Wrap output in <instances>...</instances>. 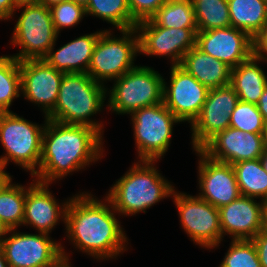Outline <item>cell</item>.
I'll return each mask as SVG.
<instances>
[{
	"label": "cell",
	"instance_id": "cell-1",
	"mask_svg": "<svg viewBox=\"0 0 267 267\" xmlns=\"http://www.w3.org/2000/svg\"><path fill=\"white\" fill-rule=\"evenodd\" d=\"M90 195L82 193L69 199L64 219L67 237L92 257L104 260L117 257L126 250L127 241L115 217L117 211L107 197L108 205Z\"/></svg>",
	"mask_w": 267,
	"mask_h": 267
},
{
	"label": "cell",
	"instance_id": "cell-2",
	"mask_svg": "<svg viewBox=\"0 0 267 267\" xmlns=\"http://www.w3.org/2000/svg\"><path fill=\"white\" fill-rule=\"evenodd\" d=\"M102 135L91 126L62 124L45 116L40 164L33 177L49 184L98 161Z\"/></svg>",
	"mask_w": 267,
	"mask_h": 267
},
{
	"label": "cell",
	"instance_id": "cell-3",
	"mask_svg": "<svg viewBox=\"0 0 267 267\" xmlns=\"http://www.w3.org/2000/svg\"><path fill=\"white\" fill-rule=\"evenodd\" d=\"M142 162V163H141ZM156 161L140 160L133 164L106 196L117 213L134 215L173 195L174 187L164 179L154 166Z\"/></svg>",
	"mask_w": 267,
	"mask_h": 267
},
{
	"label": "cell",
	"instance_id": "cell-4",
	"mask_svg": "<svg viewBox=\"0 0 267 267\" xmlns=\"http://www.w3.org/2000/svg\"><path fill=\"white\" fill-rule=\"evenodd\" d=\"M106 92L104 84L87 73H64L56 105L46 117L62 124L91 126L103 133L102 123L89 117L103 109Z\"/></svg>",
	"mask_w": 267,
	"mask_h": 267
},
{
	"label": "cell",
	"instance_id": "cell-5",
	"mask_svg": "<svg viewBox=\"0 0 267 267\" xmlns=\"http://www.w3.org/2000/svg\"><path fill=\"white\" fill-rule=\"evenodd\" d=\"M44 130L45 124L42 127L12 111L3 112L0 116V142L7 154L0 160L5 167L11 160L29 170L33 177L39 169Z\"/></svg>",
	"mask_w": 267,
	"mask_h": 267
},
{
	"label": "cell",
	"instance_id": "cell-6",
	"mask_svg": "<svg viewBox=\"0 0 267 267\" xmlns=\"http://www.w3.org/2000/svg\"><path fill=\"white\" fill-rule=\"evenodd\" d=\"M119 31L121 38L103 30L96 41L87 74L97 82L115 80L136 67L134 59L140 53L138 32L136 28Z\"/></svg>",
	"mask_w": 267,
	"mask_h": 267
},
{
	"label": "cell",
	"instance_id": "cell-7",
	"mask_svg": "<svg viewBox=\"0 0 267 267\" xmlns=\"http://www.w3.org/2000/svg\"><path fill=\"white\" fill-rule=\"evenodd\" d=\"M154 69L137 66L115 79L110 90L108 108L118 114L134 111L163 102V81Z\"/></svg>",
	"mask_w": 267,
	"mask_h": 267
},
{
	"label": "cell",
	"instance_id": "cell-8",
	"mask_svg": "<svg viewBox=\"0 0 267 267\" xmlns=\"http://www.w3.org/2000/svg\"><path fill=\"white\" fill-rule=\"evenodd\" d=\"M23 9L16 22L13 45L20 46L16 60H40L43 59L52 46L56 43L58 33L54 28L49 6L41 3L25 4L17 6L16 9Z\"/></svg>",
	"mask_w": 267,
	"mask_h": 267
},
{
	"label": "cell",
	"instance_id": "cell-9",
	"mask_svg": "<svg viewBox=\"0 0 267 267\" xmlns=\"http://www.w3.org/2000/svg\"><path fill=\"white\" fill-rule=\"evenodd\" d=\"M130 115L139 159L157 161L162 158L170 145L174 123L181 121L163 102L140 108Z\"/></svg>",
	"mask_w": 267,
	"mask_h": 267
},
{
	"label": "cell",
	"instance_id": "cell-10",
	"mask_svg": "<svg viewBox=\"0 0 267 267\" xmlns=\"http://www.w3.org/2000/svg\"><path fill=\"white\" fill-rule=\"evenodd\" d=\"M181 226L199 246L214 248L224 237L220 228L219 209L198 196L173 192Z\"/></svg>",
	"mask_w": 267,
	"mask_h": 267
},
{
	"label": "cell",
	"instance_id": "cell-11",
	"mask_svg": "<svg viewBox=\"0 0 267 267\" xmlns=\"http://www.w3.org/2000/svg\"><path fill=\"white\" fill-rule=\"evenodd\" d=\"M2 248L9 267H52L62 257L68 258L61 244L51 240L49 234L19 233L11 229Z\"/></svg>",
	"mask_w": 267,
	"mask_h": 267
},
{
	"label": "cell",
	"instance_id": "cell-12",
	"mask_svg": "<svg viewBox=\"0 0 267 267\" xmlns=\"http://www.w3.org/2000/svg\"><path fill=\"white\" fill-rule=\"evenodd\" d=\"M140 54L170 56L173 65H180L184 55L196 46L198 28H166L150 19L137 23Z\"/></svg>",
	"mask_w": 267,
	"mask_h": 267
},
{
	"label": "cell",
	"instance_id": "cell-13",
	"mask_svg": "<svg viewBox=\"0 0 267 267\" xmlns=\"http://www.w3.org/2000/svg\"><path fill=\"white\" fill-rule=\"evenodd\" d=\"M238 101L230 85L209 89L199 116L191 124L194 150H200L217 133L230 127V115Z\"/></svg>",
	"mask_w": 267,
	"mask_h": 267
},
{
	"label": "cell",
	"instance_id": "cell-14",
	"mask_svg": "<svg viewBox=\"0 0 267 267\" xmlns=\"http://www.w3.org/2000/svg\"><path fill=\"white\" fill-rule=\"evenodd\" d=\"M170 86L163 81V103L181 122L190 124L199 116L209 89L180 65L171 66Z\"/></svg>",
	"mask_w": 267,
	"mask_h": 267
},
{
	"label": "cell",
	"instance_id": "cell-15",
	"mask_svg": "<svg viewBox=\"0 0 267 267\" xmlns=\"http://www.w3.org/2000/svg\"><path fill=\"white\" fill-rule=\"evenodd\" d=\"M196 46L230 68L238 66L254 55V39L245 31L232 26L198 31Z\"/></svg>",
	"mask_w": 267,
	"mask_h": 267
},
{
	"label": "cell",
	"instance_id": "cell-16",
	"mask_svg": "<svg viewBox=\"0 0 267 267\" xmlns=\"http://www.w3.org/2000/svg\"><path fill=\"white\" fill-rule=\"evenodd\" d=\"M20 74L23 96L38 107L41 105L47 116L56 105L64 72L40 59L20 61Z\"/></svg>",
	"mask_w": 267,
	"mask_h": 267
},
{
	"label": "cell",
	"instance_id": "cell-17",
	"mask_svg": "<svg viewBox=\"0 0 267 267\" xmlns=\"http://www.w3.org/2000/svg\"><path fill=\"white\" fill-rule=\"evenodd\" d=\"M199 154V193L201 199L220 208L236 200L241 194L239 191L233 165L211 159L201 150Z\"/></svg>",
	"mask_w": 267,
	"mask_h": 267
},
{
	"label": "cell",
	"instance_id": "cell-18",
	"mask_svg": "<svg viewBox=\"0 0 267 267\" xmlns=\"http://www.w3.org/2000/svg\"><path fill=\"white\" fill-rule=\"evenodd\" d=\"M200 150L211 159L233 165L259 159L264 152V142L262 133H244L228 127L212 137Z\"/></svg>",
	"mask_w": 267,
	"mask_h": 267
},
{
	"label": "cell",
	"instance_id": "cell-19",
	"mask_svg": "<svg viewBox=\"0 0 267 267\" xmlns=\"http://www.w3.org/2000/svg\"><path fill=\"white\" fill-rule=\"evenodd\" d=\"M255 201L252 197L240 195L219 208L223 235H231L232 240H251L261 231L262 201Z\"/></svg>",
	"mask_w": 267,
	"mask_h": 267
},
{
	"label": "cell",
	"instance_id": "cell-20",
	"mask_svg": "<svg viewBox=\"0 0 267 267\" xmlns=\"http://www.w3.org/2000/svg\"><path fill=\"white\" fill-rule=\"evenodd\" d=\"M30 184L26 189L23 225H32L39 233L49 234L59 219L62 218L65 222L63 219H65L68 200L60 208L48 190V183L35 181Z\"/></svg>",
	"mask_w": 267,
	"mask_h": 267
},
{
	"label": "cell",
	"instance_id": "cell-21",
	"mask_svg": "<svg viewBox=\"0 0 267 267\" xmlns=\"http://www.w3.org/2000/svg\"><path fill=\"white\" fill-rule=\"evenodd\" d=\"M101 32L80 36L55 52L53 45L43 60L64 73H87L94 46Z\"/></svg>",
	"mask_w": 267,
	"mask_h": 267
},
{
	"label": "cell",
	"instance_id": "cell-22",
	"mask_svg": "<svg viewBox=\"0 0 267 267\" xmlns=\"http://www.w3.org/2000/svg\"><path fill=\"white\" fill-rule=\"evenodd\" d=\"M180 66L208 89L230 85L232 68L197 46L184 55Z\"/></svg>",
	"mask_w": 267,
	"mask_h": 267
},
{
	"label": "cell",
	"instance_id": "cell-23",
	"mask_svg": "<svg viewBox=\"0 0 267 267\" xmlns=\"http://www.w3.org/2000/svg\"><path fill=\"white\" fill-rule=\"evenodd\" d=\"M257 62L261 60L253 55L232 68L230 77V86L237 93L238 99L256 105L267 86V76Z\"/></svg>",
	"mask_w": 267,
	"mask_h": 267
},
{
	"label": "cell",
	"instance_id": "cell-24",
	"mask_svg": "<svg viewBox=\"0 0 267 267\" xmlns=\"http://www.w3.org/2000/svg\"><path fill=\"white\" fill-rule=\"evenodd\" d=\"M231 26L253 39L267 24V3L263 0H227Z\"/></svg>",
	"mask_w": 267,
	"mask_h": 267
},
{
	"label": "cell",
	"instance_id": "cell-25",
	"mask_svg": "<svg viewBox=\"0 0 267 267\" xmlns=\"http://www.w3.org/2000/svg\"><path fill=\"white\" fill-rule=\"evenodd\" d=\"M233 168L241 195L267 199V172L260 159L240 161Z\"/></svg>",
	"mask_w": 267,
	"mask_h": 267
},
{
	"label": "cell",
	"instance_id": "cell-26",
	"mask_svg": "<svg viewBox=\"0 0 267 267\" xmlns=\"http://www.w3.org/2000/svg\"><path fill=\"white\" fill-rule=\"evenodd\" d=\"M150 20L159 27L197 28L191 0H167Z\"/></svg>",
	"mask_w": 267,
	"mask_h": 267
},
{
	"label": "cell",
	"instance_id": "cell-27",
	"mask_svg": "<svg viewBox=\"0 0 267 267\" xmlns=\"http://www.w3.org/2000/svg\"><path fill=\"white\" fill-rule=\"evenodd\" d=\"M86 15L96 16L118 28L133 29L137 23L132 19L127 0H87Z\"/></svg>",
	"mask_w": 267,
	"mask_h": 267
},
{
	"label": "cell",
	"instance_id": "cell-28",
	"mask_svg": "<svg viewBox=\"0 0 267 267\" xmlns=\"http://www.w3.org/2000/svg\"><path fill=\"white\" fill-rule=\"evenodd\" d=\"M11 182L9 179L0 188V220L10 229L16 230L23 224L26 188Z\"/></svg>",
	"mask_w": 267,
	"mask_h": 267
},
{
	"label": "cell",
	"instance_id": "cell-29",
	"mask_svg": "<svg viewBox=\"0 0 267 267\" xmlns=\"http://www.w3.org/2000/svg\"><path fill=\"white\" fill-rule=\"evenodd\" d=\"M198 31L231 26L227 0H191Z\"/></svg>",
	"mask_w": 267,
	"mask_h": 267
},
{
	"label": "cell",
	"instance_id": "cell-30",
	"mask_svg": "<svg viewBox=\"0 0 267 267\" xmlns=\"http://www.w3.org/2000/svg\"><path fill=\"white\" fill-rule=\"evenodd\" d=\"M20 92V62L12 56H0V110L10 112L9 107Z\"/></svg>",
	"mask_w": 267,
	"mask_h": 267
},
{
	"label": "cell",
	"instance_id": "cell-31",
	"mask_svg": "<svg viewBox=\"0 0 267 267\" xmlns=\"http://www.w3.org/2000/svg\"><path fill=\"white\" fill-rule=\"evenodd\" d=\"M264 120L256 104L238 101L230 115V127L249 133H262Z\"/></svg>",
	"mask_w": 267,
	"mask_h": 267
},
{
	"label": "cell",
	"instance_id": "cell-32",
	"mask_svg": "<svg viewBox=\"0 0 267 267\" xmlns=\"http://www.w3.org/2000/svg\"><path fill=\"white\" fill-rule=\"evenodd\" d=\"M219 267H261L252 240H232Z\"/></svg>",
	"mask_w": 267,
	"mask_h": 267
},
{
	"label": "cell",
	"instance_id": "cell-33",
	"mask_svg": "<svg viewBox=\"0 0 267 267\" xmlns=\"http://www.w3.org/2000/svg\"><path fill=\"white\" fill-rule=\"evenodd\" d=\"M56 32L60 29L75 26L86 16L85 5L74 0H63L49 6Z\"/></svg>",
	"mask_w": 267,
	"mask_h": 267
},
{
	"label": "cell",
	"instance_id": "cell-34",
	"mask_svg": "<svg viewBox=\"0 0 267 267\" xmlns=\"http://www.w3.org/2000/svg\"><path fill=\"white\" fill-rule=\"evenodd\" d=\"M132 19L139 23L150 19L167 0H127Z\"/></svg>",
	"mask_w": 267,
	"mask_h": 267
},
{
	"label": "cell",
	"instance_id": "cell-35",
	"mask_svg": "<svg viewBox=\"0 0 267 267\" xmlns=\"http://www.w3.org/2000/svg\"><path fill=\"white\" fill-rule=\"evenodd\" d=\"M251 240L256 247L261 267H267V232L260 231Z\"/></svg>",
	"mask_w": 267,
	"mask_h": 267
},
{
	"label": "cell",
	"instance_id": "cell-36",
	"mask_svg": "<svg viewBox=\"0 0 267 267\" xmlns=\"http://www.w3.org/2000/svg\"><path fill=\"white\" fill-rule=\"evenodd\" d=\"M254 55L261 61H267V24L254 38Z\"/></svg>",
	"mask_w": 267,
	"mask_h": 267
},
{
	"label": "cell",
	"instance_id": "cell-37",
	"mask_svg": "<svg viewBox=\"0 0 267 267\" xmlns=\"http://www.w3.org/2000/svg\"><path fill=\"white\" fill-rule=\"evenodd\" d=\"M17 5L14 0H0V20H8L16 12Z\"/></svg>",
	"mask_w": 267,
	"mask_h": 267
},
{
	"label": "cell",
	"instance_id": "cell-38",
	"mask_svg": "<svg viewBox=\"0 0 267 267\" xmlns=\"http://www.w3.org/2000/svg\"><path fill=\"white\" fill-rule=\"evenodd\" d=\"M257 107L259 112L262 114L263 120L267 122V86L265 87L259 102L257 103Z\"/></svg>",
	"mask_w": 267,
	"mask_h": 267
},
{
	"label": "cell",
	"instance_id": "cell-39",
	"mask_svg": "<svg viewBox=\"0 0 267 267\" xmlns=\"http://www.w3.org/2000/svg\"><path fill=\"white\" fill-rule=\"evenodd\" d=\"M261 231L267 232V199L262 201Z\"/></svg>",
	"mask_w": 267,
	"mask_h": 267
},
{
	"label": "cell",
	"instance_id": "cell-40",
	"mask_svg": "<svg viewBox=\"0 0 267 267\" xmlns=\"http://www.w3.org/2000/svg\"><path fill=\"white\" fill-rule=\"evenodd\" d=\"M5 165L3 162L0 160V188L9 180L12 179L9 173H6L4 171Z\"/></svg>",
	"mask_w": 267,
	"mask_h": 267
},
{
	"label": "cell",
	"instance_id": "cell-41",
	"mask_svg": "<svg viewBox=\"0 0 267 267\" xmlns=\"http://www.w3.org/2000/svg\"><path fill=\"white\" fill-rule=\"evenodd\" d=\"M8 233H11V229L2 220H0V245H2L5 240L4 236Z\"/></svg>",
	"mask_w": 267,
	"mask_h": 267
},
{
	"label": "cell",
	"instance_id": "cell-42",
	"mask_svg": "<svg viewBox=\"0 0 267 267\" xmlns=\"http://www.w3.org/2000/svg\"><path fill=\"white\" fill-rule=\"evenodd\" d=\"M0 267H9L2 246L0 245Z\"/></svg>",
	"mask_w": 267,
	"mask_h": 267
},
{
	"label": "cell",
	"instance_id": "cell-43",
	"mask_svg": "<svg viewBox=\"0 0 267 267\" xmlns=\"http://www.w3.org/2000/svg\"><path fill=\"white\" fill-rule=\"evenodd\" d=\"M69 258L62 257L55 265L52 267H71L69 266Z\"/></svg>",
	"mask_w": 267,
	"mask_h": 267
},
{
	"label": "cell",
	"instance_id": "cell-44",
	"mask_svg": "<svg viewBox=\"0 0 267 267\" xmlns=\"http://www.w3.org/2000/svg\"><path fill=\"white\" fill-rule=\"evenodd\" d=\"M17 6L25 5V4H36L39 3V0H14Z\"/></svg>",
	"mask_w": 267,
	"mask_h": 267
},
{
	"label": "cell",
	"instance_id": "cell-45",
	"mask_svg": "<svg viewBox=\"0 0 267 267\" xmlns=\"http://www.w3.org/2000/svg\"><path fill=\"white\" fill-rule=\"evenodd\" d=\"M259 159L262 163L264 170L267 172V151H264Z\"/></svg>",
	"mask_w": 267,
	"mask_h": 267
},
{
	"label": "cell",
	"instance_id": "cell-46",
	"mask_svg": "<svg viewBox=\"0 0 267 267\" xmlns=\"http://www.w3.org/2000/svg\"><path fill=\"white\" fill-rule=\"evenodd\" d=\"M262 137H263V142H264V151H267V122L264 124Z\"/></svg>",
	"mask_w": 267,
	"mask_h": 267
},
{
	"label": "cell",
	"instance_id": "cell-47",
	"mask_svg": "<svg viewBox=\"0 0 267 267\" xmlns=\"http://www.w3.org/2000/svg\"><path fill=\"white\" fill-rule=\"evenodd\" d=\"M60 1H63V0H39V3L44 4L46 6H51V5L58 3Z\"/></svg>",
	"mask_w": 267,
	"mask_h": 267
},
{
	"label": "cell",
	"instance_id": "cell-48",
	"mask_svg": "<svg viewBox=\"0 0 267 267\" xmlns=\"http://www.w3.org/2000/svg\"><path fill=\"white\" fill-rule=\"evenodd\" d=\"M74 1L80 2V3H83V4H85L87 2V0H74Z\"/></svg>",
	"mask_w": 267,
	"mask_h": 267
}]
</instances>
